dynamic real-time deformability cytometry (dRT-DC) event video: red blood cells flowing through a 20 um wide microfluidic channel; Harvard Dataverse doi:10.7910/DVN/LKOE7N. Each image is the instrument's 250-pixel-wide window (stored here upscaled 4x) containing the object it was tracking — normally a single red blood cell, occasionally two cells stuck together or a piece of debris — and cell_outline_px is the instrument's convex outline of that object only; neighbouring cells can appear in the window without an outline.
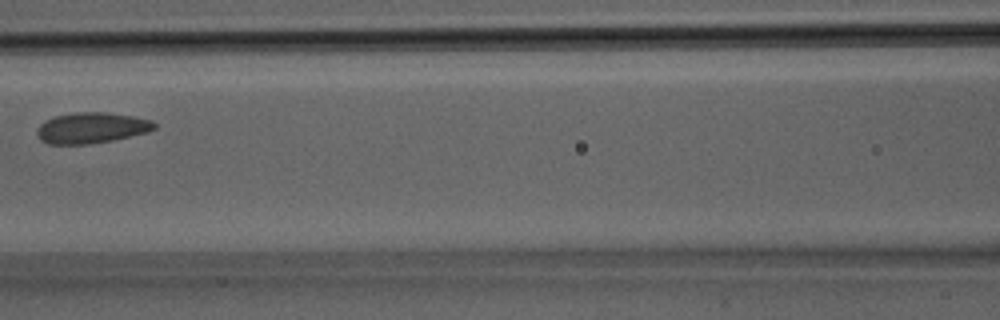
{"species": "Egyptian fruit bat (a non-hibernating species)", "species_latin": "Rousettus aegyptiacus", "temperature_condition": "room temperature", "stored_images_in_passage": 8, "camera_frame_rate_fps": 3000, "um_per_image_px": 0.085, "animal": {"sex": "male"}, "frame": {"image": 1, "passage_image": 7, "time_ms": 2.0, "image_size_px": [1000, 320], "cell_outline_px": [[156, 128], [148, 132], [112, 140], [88, 144], [48, 144], [40, 140], [36, 136], [36, 128], [44, 120], [56, 116], [76, 112], [104, 112], [132, 116], [152, 120], [156, 124]], "centroid_in_image_um": [7.74, 10.87], "position_along_channel_um": 158.9, "area_um2": 21.15}}